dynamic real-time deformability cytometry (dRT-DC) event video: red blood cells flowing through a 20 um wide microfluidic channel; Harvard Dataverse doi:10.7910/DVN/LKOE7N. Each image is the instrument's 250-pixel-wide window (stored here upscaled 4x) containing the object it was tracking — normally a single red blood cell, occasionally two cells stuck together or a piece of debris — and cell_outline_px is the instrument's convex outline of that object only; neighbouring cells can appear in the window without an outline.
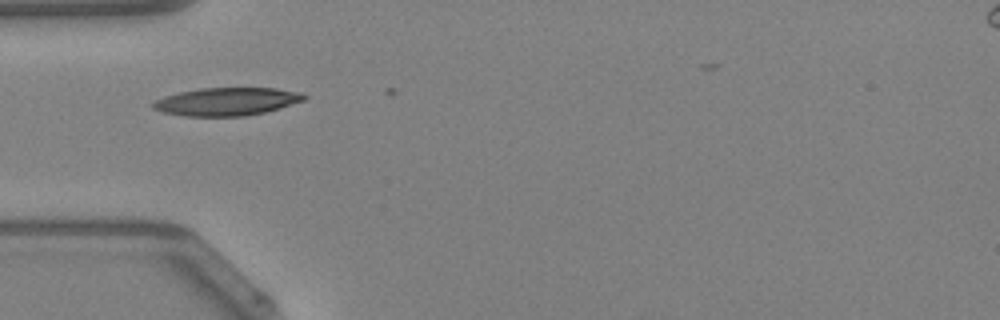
{"species": "Egyptian fruit bat (a non-hibernating species)", "species_latin": "Rousettus aegyptiacus", "temperature_condition": "warm", "stored_images_in_passage": 3, "camera_frame_rate_fps": 3000, "um_per_image_px": 0.085, "animal": {"sex": "female"}, "frame": {"image": 1, "passage_image": 1, "time_ms": 0.0, "image_size_px": [1000, 320], "cell_outline_px": [[308, 96], [304, 100], [280, 108], [264, 112], [244, 116], [184, 116], [164, 112], [152, 108], [152, 104], [156, 100], [164, 96], [180, 92], [200, 88], [276, 88], [300, 92]], "centroid_in_image_um": [19.28, 8.63], "position_along_channel_um": 65.7, "area_um2": 24.51}}